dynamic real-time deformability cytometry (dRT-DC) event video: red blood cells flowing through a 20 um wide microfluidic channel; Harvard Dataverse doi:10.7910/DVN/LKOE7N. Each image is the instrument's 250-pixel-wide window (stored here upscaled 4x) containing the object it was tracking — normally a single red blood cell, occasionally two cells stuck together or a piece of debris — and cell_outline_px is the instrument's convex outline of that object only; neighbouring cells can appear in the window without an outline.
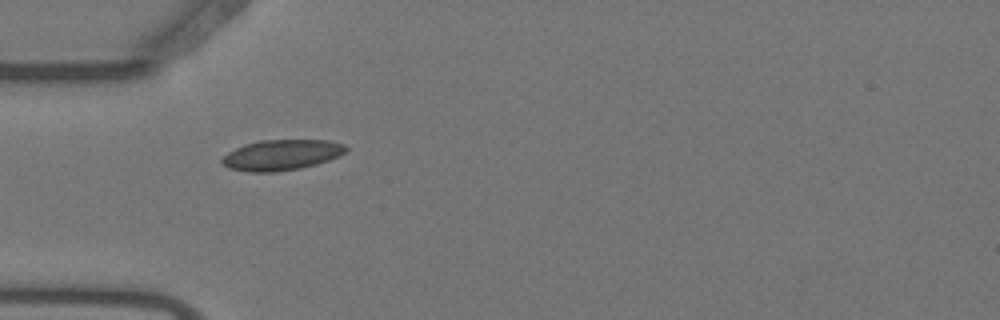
{"species": "Egyptian fruit bat (a non-hibernating species)", "species_latin": "Rousettus aegyptiacus", "temperature_condition": "warm", "stored_images_in_passage": 41, "camera_frame_rate_fps": 3000, "um_per_image_px": 0.085, "animal": {"sex": "female"}, "frame": {"image": 1, "passage_image": 3, "time_ms": 0.667, "image_size_px": [1000, 320], "cell_outline_px": [[348, 152], [340, 156], [316, 164], [300, 168], [276, 172], [248, 172], [228, 168], [220, 164], [220, 160], [228, 152], [244, 144], [260, 140], [328, 140], [344, 144], [348, 148]], "centroid_in_image_um": [23.93, 13.17], "position_along_channel_um": 61.1, "area_um2": 22.31}}
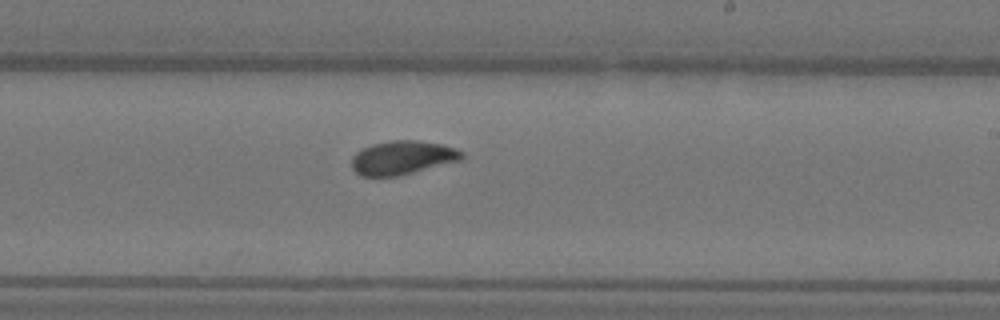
{"frame": {"image": 2, "passage_image": 19, "time_ms": 6.0, "image_size_px": [1000, 320], "cell_outline_px": [[464, 156], [460, 160], [400, 176], [360, 176], [352, 168], [352, 156], [356, 152], [372, 144], [388, 140], [420, 140], [440, 144], [456, 148], [464, 152]], "centroid_in_image_um": [34.21, 13.4], "position_along_channel_um": 254.8, "area_um2": 21.79}}
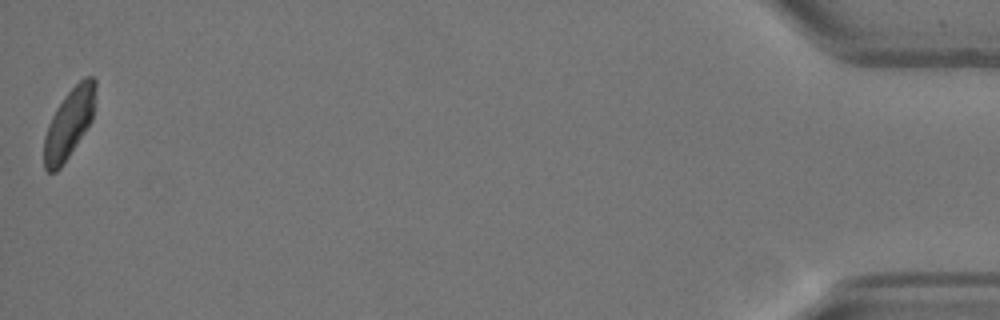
{"frame": {"image": 3, "passage_image": 41, "time_ms": 13.333, "image_size_px": [1000, 320], "cell_outline_px": [[96, 84], [92, 120], [60, 168], [56, 172], [48, 172], [44, 168], [44, 136], [48, 124], [56, 108], [64, 96], [84, 76], [92, 76], [96, 80]], "centroid_in_image_um": [5.86, 10.47], "position_along_channel_um": 429.3, "area_um2": 20.58}, "authors_computed_cell_mechanics": {"area_um2": 21.2704, "velocity_mm_per_s": 3.6652, "shape_relaxation_time_tau1_ms": 3.7672, "shape_relaxation_time_tau2_ms": null, "deformation_change_tau1": 0.1275, "deformation_change_tau2": null}}